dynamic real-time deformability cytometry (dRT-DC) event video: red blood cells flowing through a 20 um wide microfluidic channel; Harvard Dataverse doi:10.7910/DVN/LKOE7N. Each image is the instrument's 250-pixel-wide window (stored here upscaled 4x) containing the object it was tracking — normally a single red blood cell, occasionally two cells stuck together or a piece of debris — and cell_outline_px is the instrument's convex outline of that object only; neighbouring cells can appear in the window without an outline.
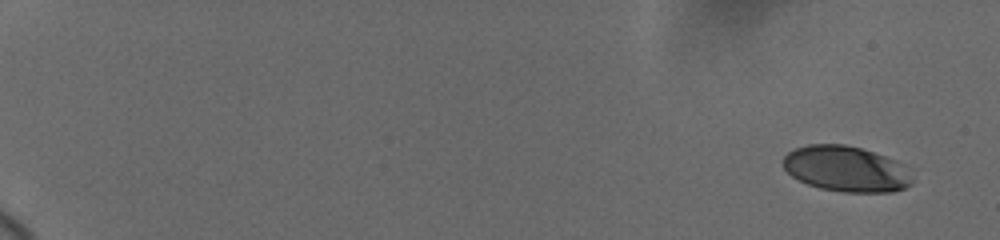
{"species": "human", "species_latin": "Homo sapiens", "temperature_condition": "cold", "stored_images_in_passage": 19, "camera_frame_rate_fps": 3000, "um_per_image_px": 0.085, "donor": {"sex": "female"}, "frame": {"image": 1, "passage_image": 1, "time_ms": 0.0, "image_size_px": [1000, 240], "cell_outline_px": [[912, 184], [904, 188], [892, 192], [840, 192], [820, 188], [808, 184], [792, 176], [784, 168], [784, 156], [788, 152], [796, 148], [808, 144], [844, 144], [860, 148], [896, 160], [912, 180]], "centroid_in_image_um": [71.87, 14.36], "position_along_channel_um": 13.1, "area_um2": 33.87}}
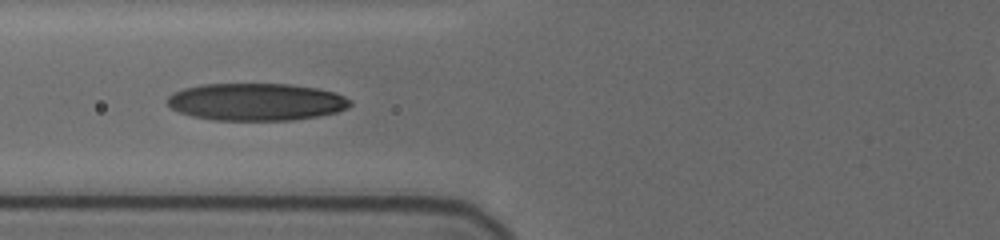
{"frame": {"image": 2, "passage_image": 17, "time_ms": 8.0, "image_size_px": [1000, 240], "cell_outline_px": [[352, 104], [348, 108], [336, 112], [320, 116], [292, 120], [212, 120], [192, 116], [180, 112], [172, 108], [168, 104], [168, 96], [184, 88], [200, 84], [288, 84], [316, 88], [336, 92], [352, 100]], "centroid_in_image_um": [21.81, 8.66], "position_along_channel_um": 104.0, "area_um2": 39.88}}
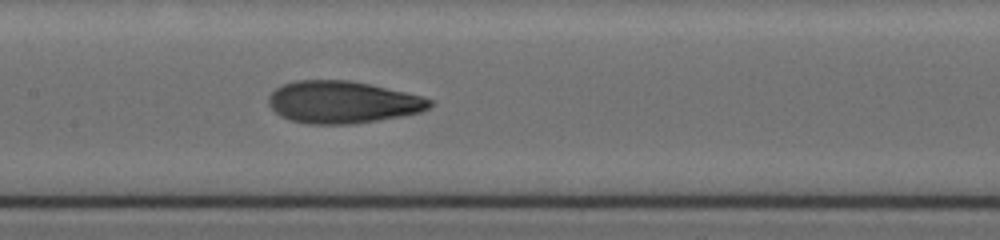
{"frame": {"image": 3, "passage_image": 19, "time_ms": 10.0, "image_size_px": [1000, 240], "cell_outline_px": [[432, 104], [428, 108], [420, 112], [400, 116], [352, 124], [308, 124], [292, 120], [280, 116], [268, 104], [268, 96], [276, 88], [284, 84], [296, 80], [352, 80], [372, 84], [420, 96], [432, 100]], "centroid_in_image_um": [29.09, 8.67], "position_along_channel_um": 178.3, "area_um2": 39.48}}